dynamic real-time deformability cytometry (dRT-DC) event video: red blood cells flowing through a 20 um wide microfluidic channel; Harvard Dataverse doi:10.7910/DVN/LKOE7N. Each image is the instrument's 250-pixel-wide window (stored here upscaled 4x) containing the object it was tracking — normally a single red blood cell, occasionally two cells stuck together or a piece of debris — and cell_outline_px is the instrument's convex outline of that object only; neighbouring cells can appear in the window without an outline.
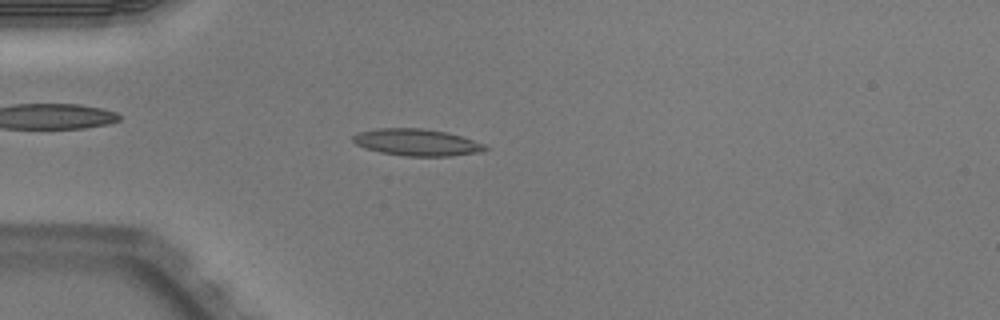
{"species": "Egyptian fruit bat (a non-hibernating species)", "species_latin": "Rousettus aegyptiacus", "temperature_condition": "warm", "stored_images_in_passage": 50, "camera_frame_rate_fps": 3000, "um_per_image_px": 0.085, "animal": {"sex": "male"}, "frame": {"image": 1, "passage_image": 14, "time_ms": 4.333, "image_size_px": [1000, 320], "cell_outline_px": [[488, 148], [484, 152], [452, 156], [404, 156], [380, 152], [364, 148], [356, 144], [352, 140], [352, 136], [356, 132], [376, 128], [424, 128], [444, 132], [460, 136], [484, 144]], "centroid_in_image_um": [35.39, 12.1], "position_along_channel_um": 49.6, "area_um2": 20.81}}
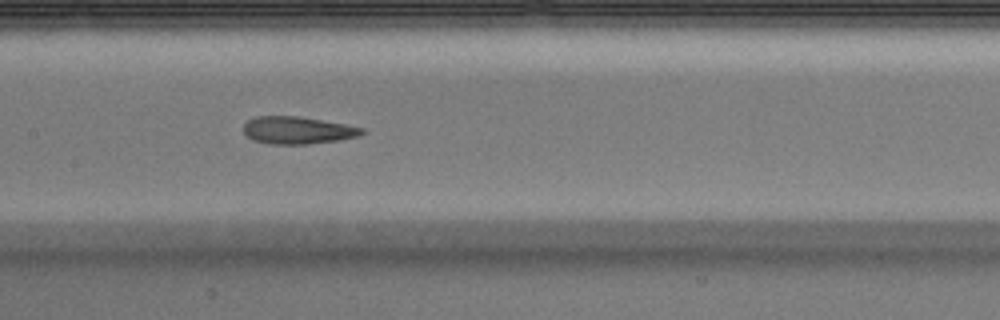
{"frame": {"image": 2, "passage_image": 25, "time_ms": 8.0, "image_size_px": [1000, 320], "cell_outline_px": [[364, 132], [356, 136], [336, 140], [308, 144], [268, 144], [252, 140], [244, 132], [244, 124], [248, 120], [256, 116], [300, 116], [344, 124], [364, 128]], "centroid_in_image_um": [25.24, 11.07], "position_along_channel_um": 182.2, "area_um2": 18.73}}
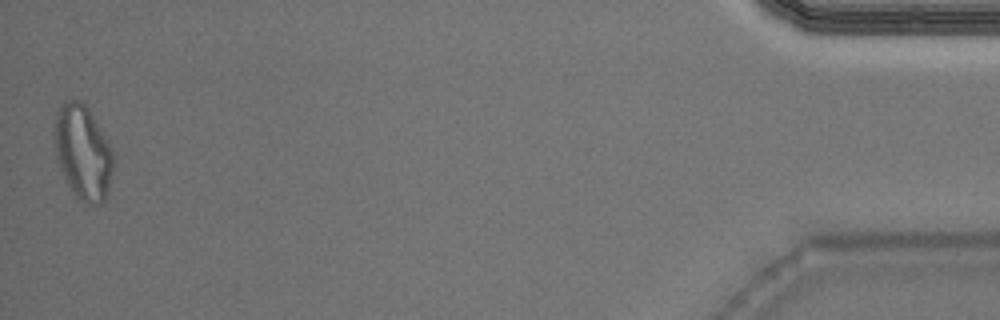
{"frame": {"image": 3, "passage_image": 50, "time_ms": 16.333, "image_size_px": [1000, 320], "cell_outline_px": [[112, 172], [108, 196], [104, 204], [88, 204], [80, 200], [76, 196], [64, 180], [56, 160], [52, 132], [56, 112], [60, 104], [64, 100], [80, 100], [88, 108], [108, 140], [112, 152]], "centroid_in_image_um": [7.01, 12.95], "position_along_channel_um": 428.2, "area_um2": 33.12}, "authors_computed_cell_mechanics": {"area_um2": 19.652, "velocity_mm_per_s": 3.9981, "shape_relaxation_time_tau1_ms": 9.736, "shape_relaxation_time_tau2_ms": 2.5804, "deformation_change_tau1": 0.2746, "deformation_change_tau2": 0.1185}}